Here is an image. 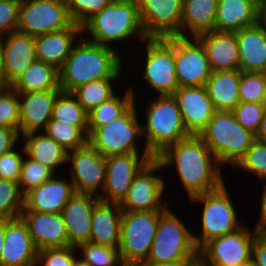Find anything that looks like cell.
<instances>
[{
  "label": "cell",
  "mask_w": 266,
  "mask_h": 266,
  "mask_svg": "<svg viewBox=\"0 0 266 266\" xmlns=\"http://www.w3.org/2000/svg\"><path fill=\"white\" fill-rule=\"evenodd\" d=\"M155 158L163 168H175L189 199L216 190L226 182L222 166L198 135L168 146Z\"/></svg>",
  "instance_id": "cell-1"
},
{
  "label": "cell",
  "mask_w": 266,
  "mask_h": 266,
  "mask_svg": "<svg viewBox=\"0 0 266 266\" xmlns=\"http://www.w3.org/2000/svg\"><path fill=\"white\" fill-rule=\"evenodd\" d=\"M118 49L90 42L82 35L59 69V87L62 92L71 93L91 81L120 79L125 66Z\"/></svg>",
  "instance_id": "cell-2"
},
{
  "label": "cell",
  "mask_w": 266,
  "mask_h": 266,
  "mask_svg": "<svg viewBox=\"0 0 266 266\" xmlns=\"http://www.w3.org/2000/svg\"><path fill=\"white\" fill-rule=\"evenodd\" d=\"M82 35L90 42L112 48L113 43L118 47L117 44L133 41L134 37L141 42L147 39L137 0H113L82 25Z\"/></svg>",
  "instance_id": "cell-3"
},
{
  "label": "cell",
  "mask_w": 266,
  "mask_h": 266,
  "mask_svg": "<svg viewBox=\"0 0 266 266\" xmlns=\"http://www.w3.org/2000/svg\"><path fill=\"white\" fill-rule=\"evenodd\" d=\"M144 111L142 125L144 146L157 157L168 146L186 139V130L176 98L173 95H157L150 99Z\"/></svg>",
  "instance_id": "cell-4"
},
{
  "label": "cell",
  "mask_w": 266,
  "mask_h": 266,
  "mask_svg": "<svg viewBox=\"0 0 266 266\" xmlns=\"http://www.w3.org/2000/svg\"><path fill=\"white\" fill-rule=\"evenodd\" d=\"M197 256L193 231L167 207L160 214L149 256L142 264L187 263Z\"/></svg>",
  "instance_id": "cell-5"
},
{
  "label": "cell",
  "mask_w": 266,
  "mask_h": 266,
  "mask_svg": "<svg viewBox=\"0 0 266 266\" xmlns=\"http://www.w3.org/2000/svg\"><path fill=\"white\" fill-rule=\"evenodd\" d=\"M198 136L222 167L228 165L231 168L255 141V135L237 122L232 111H216Z\"/></svg>",
  "instance_id": "cell-6"
},
{
  "label": "cell",
  "mask_w": 266,
  "mask_h": 266,
  "mask_svg": "<svg viewBox=\"0 0 266 266\" xmlns=\"http://www.w3.org/2000/svg\"><path fill=\"white\" fill-rule=\"evenodd\" d=\"M228 187L224 183L220 188L192 197L190 202L202 205V214L199 232L193 233L196 248L199 250L206 242L211 239L221 237L225 234L236 231L244 223L240 222L235 204L231 199ZM202 230V231H201Z\"/></svg>",
  "instance_id": "cell-7"
},
{
  "label": "cell",
  "mask_w": 266,
  "mask_h": 266,
  "mask_svg": "<svg viewBox=\"0 0 266 266\" xmlns=\"http://www.w3.org/2000/svg\"><path fill=\"white\" fill-rule=\"evenodd\" d=\"M135 103L112 122L95 128L88 135V142L103 156L125 155L129 153H150L146 146L139 144L142 135V122ZM139 146H138V145ZM142 151V152H141Z\"/></svg>",
  "instance_id": "cell-8"
},
{
  "label": "cell",
  "mask_w": 266,
  "mask_h": 266,
  "mask_svg": "<svg viewBox=\"0 0 266 266\" xmlns=\"http://www.w3.org/2000/svg\"><path fill=\"white\" fill-rule=\"evenodd\" d=\"M163 211L123 212L120 222V245L123 263L142 264L149 256Z\"/></svg>",
  "instance_id": "cell-9"
},
{
  "label": "cell",
  "mask_w": 266,
  "mask_h": 266,
  "mask_svg": "<svg viewBox=\"0 0 266 266\" xmlns=\"http://www.w3.org/2000/svg\"><path fill=\"white\" fill-rule=\"evenodd\" d=\"M144 69L142 83L152 88L155 95H173L179 88L175 73L174 37L147 38L142 41Z\"/></svg>",
  "instance_id": "cell-10"
},
{
  "label": "cell",
  "mask_w": 266,
  "mask_h": 266,
  "mask_svg": "<svg viewBox=\"0 0 266 266\" xmlns=\"http://www.w3.org/2000/svg\"><path fill=\"white\" fill-rule=\"evenodd\" d=\"M162 169V164L154 158L139 170L118 204L123 212L164 211L168 207L163 199L168 181L162 177Z\"/></svg>",
  "instance_id": "cell-11"
},
{
  "label": "cell",
  "mask_w": 266,
  "mask_h": 266,
  "mask_svg": "<svg viewBox=\"0 0 266 266\" xmlns=\"http://www.w3.org/2000/svg\"><path fill=\"white\" fill-rule=\"evenodd\" d=\"M66 0H21L16 31L33 36L69 28Z\"/></svg>",
  "instance_id": "cell-12"
},
{
  "label": "cell",
  "mask_w": 266,
  "mask_h": 266,
  "mask_svg": "<svg viewBox=\"0 0 266 266\" xmlns=\"http://www.w3.org/2000/svg\"><path fill=\"white\" fill-rule=\"evenodd\" d=\"M258 228L242 226L234 232L206 242L198 255L211 266H239L251 260Z\"/></svg>",
  "instance_id": "cell-13"
},
{
  "label": "cell",
  "mask_w": 266,
  "mask_h": 266,
  "mask_svg": "<svg viewBox=\"0 0 266 266\" xmlns=\"http://www.w3.org/2000/svg\"><path fill=\"white\" fill-rule=\"evenodd\" d=\"M175 73L179 87L205 86L212 70L197 37L174 36Z\"/></svg>",
  "instance_id": "cell-14"
},
{
  "label": "cell",
  "mask_w": 266,
  "mask_h": 266,
  "mask_svg": "<svg viewBox=\"0 0 266 266\" xmlns=\"http://www.w3.org/2000/svg\"><path fill=\"white\" fill-rule=\"evenodd\" d=\"M69 178L74 191L99 196L104 188L106 163L103 157L89 142L68 152ZM70 163V164H69ZM70 165V166H69Z\"/></svg>",
  "instance_id": "cell-15"
},
{
  "label": "cell",
  "mask_w": 266,
  "mask_h": 266,
  "mask_svg": "<svg viewBox=\"0 0 266 266\" xmlns=\"http://www.w3.org/2000/svg\"><path fill=\"white\" fill-rule=\"evenodd\" d=\"M155 157L151 153H129L105 158L106 178L98 196L100 201L119 204L125 197L134 176Z\"/></svg>",
  "instance_id": "cell-16"
},
{
  "label": "cell",
  "mask_w": 266,
  "mask_h": 266,
  "mask_svg": "<svg viewBox=\"0 0 266 266\" xmlns=\"http://www.w3.org/2000/svg\"><path fill=\"white\" fill-rule=\"evenodd\" d=\"M147 38L180 36L183 0H137Z\"/></svg>",
  "instance_id": "cell-17"
},
{
  "label": "cell",
  "mask_w": 266,
  "mask_h": 266,
  "mask_svg": "<svg viewBox=\"0 0 266 266\" xmlns=\"http://www.w3.org/2000/svg\"><path fill=\"white\" fill-rule=\"evenodd\" d=\"M173 96L186 130L191 135H199L216 112L205 86L179 87Z\"/></svg>",
  "instance_id": "cell-18"
},
{
  "label": "cell",
  "mask_w": 266,
  "mask_h": 266,
  "mask_svg": "<svg viewBox=\"0 0 266 266\" xmlns=\"http://www.w3.org/2000/svg\"><path fill=\"white\" fill-rule=\"evenodd\" d=\"M62 90L17 92L20 109V136L44 131L52 118L54 103Z\"/></svg>",
  "instance_id": "cell-19"
},
{
  "label": "cell",
  "mask_w": 266,
  "mask_h": 266,
  "mask_svg": "<svg viewBox=\"0 0 266 266\" xmlns=\"http://www.w3.org/2000/svg\"><path fill=\"white\" fill-rule=\"evenodd\" d=\"M65 173L63 172L62 174L64 175L62 176L55 174L47 182L27 192L24 195V208L22 211L61 214L75 192L71 179L64 177Z\"/></svg>",
  "instance_id": "cell-20"
},
{
  "label": "cell",
  "mask_w": 266,
  "mask_h": 266,
  "mask_svg": "<svg viewBox=\"0 0 266 266\" xmlns=\"http://www.w3.org/2000/svg\"><path fill=\"white\" fill-rule=\"evenodd\" d=\"M38 250L21 217L5 219L1 266H36Z\"/></svg>",
  "instance_id": "cell-21"
},
{
  "label": "cell",
  "mask_w": 266,
  "mask_h": 266,
  "mask_svg": "<svg viewBox=\"0 0 266 266\" xmlns=\"http://www.w3.org/2000/svg\"><path fill=\"white\" fill-rule=\"evenodd\" d=\"M99 197L91 193L74 192L64 207L63 217L69 245L77 247L90 241L91 217Z\"/></svg>",
  "instance_id": "cell-22"
},
{
  "label": "cell",
  "mask_w": 266,
  "mask_h": 266,
  "mask_svg": "<svg viewBox=\"0 0 266 266\" xmlns=\"http://www.w3.org/2000/svg\"><path fill=\"white\" fill-rule=\"evenodd\" d=\"M5 87H10L37 60L35 36L18 31L2 36Z\"/></svg>",
  "instance_id": "cell-23"
},
{
  "label": "cell",
  "mask_w": 266,
  "mask_h": 266,
  "mask_svg": "<svg viewBox=\"0 0 266 266\" xmlns=\"http://www.w3.org/2000/svg\"><path fill=\"white\" fill-rule=\"evenodd\" d=\"M20 217L26 223L38 251L45 248L70 246L61 214L22 211Z\"/></svg>",
  "instance_id": "cell-24"
},
{
  "label": "cell",
  "mask_w": 266,
  "mask_h": 266,
  "mask_svg": "<svg viewBox=\"0 0 266 266\" xmlns=\"http://www.w3.org/2000/svg\"><path fill=\"white\" fill-rule=\"evenodd\" d=\"M81 36L82 26L76 23L69 28L35 36L37 60L51 64L59 70Z\"/></svg>",
  "instance_id": "cell-25"
},
{
  "label": "cell",
  "mask_w": 266,
  "mask_h": 266,
  "mask_svg": "<svg viewBox=\"0 0 266 266\" xmlns=\"http://www.w3.org/2000/svg\"><path fill=\"white\" fill-rule=\"evenodd\" d=\"M197 38L205 48L212 72L239 69V52L235 32L214 30L200 34Z\"/></svg>",
  "instance_id": "cell-26"
},
{
  "label": "cell",
  "mask_w": 266,
  "mask_h": 266,
  "mask_svg": "<svg viewBox=\"0 0 266 266\" xmlns=\"http://www.w3.org/2000/svg\"><path fill=\"white\" fill-rule=\"evenodd\" d=\"M122 213L117 203L99 201L92 211L90 242L118 248Z\"/></svg>",
  "instance_id": "cell-27"
},
{
  "label": "cell",
  "mask_w": 266,
  "mask_h": 266,
  "mask_svg": "<svg viewBox=\"0 0 266 266\" xmlns=\"http://www.w3.org/2000/svg\"><path fill=\"white\" fill-rule=\"evenodd\" d=\"M239 70L266 73V32L257 24L236 31Z\"/></svg>",
  "instance_id": "cell-28"
},
{
  "label": "cell",
  "mask_w": 266,
  "mask_h": 266,
  "mask_svg": "<svg viewBox=\"0 0 266 266\" xmlns=\"http://www.w3.org/2000/svg\"><path fill=\"white\" fill-rule=\"evenodd\" d=\"M25 155L51 169L55 174L67 166L68 152L45 132H32L21 136Z\"/></svg>",
  "instance_id": "cell-29"
},
{
  "label": "cell",
  "mask_w": 266,
  "mask_h": 266,
  "mask_svg": "<svg viewBox=\"0 0 266 266\" xmlns=\"http://www.w3.org/2000/svg\"><path fill=\"white\" fill-rule=\"evenodd\" d=\"M218 0H183L181 37L214 31Z\"/></svg>",
  "instance_id": "cell-30"
},
{
  "label": "cell",
  "mask_w": 266,
  "mask_h": 266,
  "mask_svg": "<svg viewBox=\"0 0 266 266\" xmlns=\"http://www.w3.org/2000/svg\"><path fill=\"white\" fill-rule=\"evenodd\" d=\"M241 71H214L205 84L216 111H232L239 103V81Z\"/></svg>",
  "instance_id": "cell-31"
},
{
  "label": "cell",
  "mask_w": 266,
  "mask_h": 266,
  "mask_svg": "<svg viewBox=\"0 0 266 266\" xmlns=\"http://www.w3.org/2000/svg\"><path fill=\"white\" fill-rule=\"evenodd\" d=\"M256 6L251 0H218L214 30L236 32L255 25Z\"/></svg>",
  "instance_id": "cell-32"
},
{
  "label": "cell",
  "mask_w": 266,
  "mask_h": 266,
  "mask_svg": "<svg viewBox=\"0 0 266 266\" xmlns=\"http://www.w3.org/2000/svg\"><path fill=\"white\" fill-rule=\"evenodd\" d=\"M10 87L15 92L61 90L59 70L51 64L36 60Z\"/></svg>",
  "instance_id": "cell-33"
},
{
  "label": "cell",
  "mask_w": 266,
  "mask_h": 266,
  "mask_svg": "<svg viewBox=\"0 0 266 266\" xmlns=\"http://www.w3.org/2000/svg\"><path fill=\"white\" fill-rule=\"evenodd\" d=\"M136 88L133 84L127 86L124 94L116 92L110 99L103 101L99 106L88 113V135L97 127L104 126L122 116L137 99Z\"/></svg>",
  "instance_id": "cell-34"
},
{
  "label": "cell",
  "mask_w": 266,
  "mask_h": 266,
  "mask_svg": "<svg viewBox=\"0 0 266 266\" xmlns=\"http://www.w3.org/2000/svg\"><path fill=\"white\" fill-rule=\"evenodd\" d=\"M117 80L120 79H100L91 81L77 87L71 93L83 106L84 110L89 113L116 93V85H113V83L115 82L116 84Z\"/></svg>",
  "instance_id": "cell-35"
},
{
  "label": "cell",
  "mask_w": 266,
  "mask_h": 266,
  "mask_svg": "<svg viewBox=\"0 0 266 266\" xmlns=\"http://www.w3.org/2000/svg\"><path fill=\"white\" fill-rule=\"evenodd\" d=\"M67 152L88 142V126H72L58 120H50L43 131Z\"/></svg>",
  "instance_id": "cell-36"
},
{
  "label": "cell",
  "mask_w": 266,
  "mask_h": 266,
  "mask_svg": "<svg viewBox=\"0 0 266 266\" xmlns=\"http://www.w3.org/2000/svg\"><path fill=\"white\" fill-rule=\"evenodd\" d=\"M51 120L72 126H88V113L72 93L61 92L54 103Z\"/></svg>",
  "instance_id": "cell-37"
},
{
  "label": "cell",
  "mask_w": 266,
  "mask_h": 266,
  "mask_svg": "<svg viewBox=\"0 0 266 266\" xmlns=\"http://www.w3.org/2000/svg\"><path fill=\"white\" fill-rule=\"evenodd\" d=\"M80 259L88 266H121L123 264L118 248L87 242L76 247Z\"/></svg>",
  "instance_id": "cell-38"
},
{
  "label": "cell",
  "mask_w": 266,
  "mask_h": 266,
  "mask_svg": "<svg viewBox=\"0 0 266 266\" xmlns=\"http://www.w3.org/2000/svg\"><path fill=\"white\" fill-rule=\"evenodd\" d=\"M24 208V195L18 182L0 179V219L20 217Z\"/></svg>",
  "instance_id": "cell-39"
},
{
  "label": "cell",
  "mask_w": 266,
  "mask_h": 266,
  "mask_svg": "<svg viewBox=\"0 0 266 266\" xmlns=\"http://www.w3.org/2000/svg\"><path fill=\"white\" fill-rule=\"evenodd\" d=\"M54 175L55 173L51 169L24 155L18 180L21 193L25 195L31 189L47 182Z\"/></svg>",
  "instance_id": "cell-40"
},
{
  "label": "cell",
  "mask_w": 266,
  "mask_h": 266,
  "mask_svg": "<svg viewBox=\"0 0 266 266\" xmlns=\"http://www.w3.org/2000/svg\"><path fill=\"white\" fill-rule=\"evenodd\" d=\"M247 174H253L256 180L266 178V143L255 140L244 156L234 166Z\"/></svg>",
  "instance_id": "cell-41"
},
{
  "label": "cell",
  "mask_w": 266,
  "mask_h": 266,
  "mask_svg": "<svg viewBox=\"0 0 266 266\" xmlns=\"http://www.w3.org/2000/svg\"><path fill=\"white\" fill-rule=\"evenodd\" d=\"M19 97L11 87H0V126L19 132Z\"/></svg>",
  "instance_id": "cell-42"
},
{
  "label": "cell",
  "mask_w": 266,
  "mask_h": 266,
  "mask_svg": "<svg viewBox=\"0 0 266 266\" xmlns=\"http://www.w3.org/2000/svg\"><path fill=\"white\" fill-rule=\"evenodd\" d=\"M266 86V73L242 72L239 81L240 102L261 103Z\"/></svg>",
  "instance_id": "cell-43"
},
{
  "label": "cell",
  "mask_w": 266,
  "mask_h": 266,
  "mask_svg": "<svg viewBox=\"0 0 266 266\" xmlns=\"http://www.w3.org/2000/svg\"><path fill=\"white\" fill-rule=\"evenodd\" d=\"M77 253L73 246L41 249L37 253L36 266H74Z\"/></svg>",
  "instance_id": "cell-44"
},
{
  "label": "cell",
  "mask_w": 266,
  "mask_h": 266,
  "mask_svg": "<svg viewBox=\"0 0 266 266\" xmlns=\"http://www.w3.org/2000/svg\"><path fill=\"white\" fill-rule=\"evenodd\" d=\"M113 0H66L72 21L82 26L95 13L103 10Z\"/></svg>",
  "instance_id": "cell-45"
},
{
  "label": "cell",
  "mask_w": 266,
  "mask_h": 266,
  "mask_svg": "<svg viewBox=\"0 0 266 266\" xmlns=\"http://www.w3.org/2000/svg\"><path fill=\"white\" fill-rule=\"evenodd\" d=\"M264 111V107L261 103L247 102H240L232 110L237 122L254 135H256L259 130Z\"/></svg>",
  "instance_id": "cell-46"
},
{
  "label": "cell",
  "mask_w": 266,
  "mask_h": 266,
  "mask_svg": "<svg viewBox=\"0 0 266 266\" xmlns=\"http://www.w3.org/2000/svg\"><path fill=\"white\" fill-rule=\"evenodd\" d=\"M24 155L25 150L20 142L15 148L0 156V179L18 182Z\"/></svg>",
  "instance_id": "cell-47"
},
{
  "label": "cell",
  "mask_w": 266,
  "mask_h": 266,
  "mask_svg": "<svg viewBox=\"0 0 266 266\" xmlns=\"http://www.w3.org/2000/svg\"><path fill=\"white\" fill-rule=\"evenodd\" d=\"M21 0H0V36L14 32L18 26Z\"/></svg>",
  "instance_id": "cell-48"
},
{
  "label": "cell",
  "mask_w": 266,
  "mask_h": 266,
  "mask_svg": "<svg viewBox=\"0 0 266 266\" xmlns=\"http://www.w3.org/2000/svg\"><path fill=\"white\" fill-rule=\"evenodd\" d=\"M251 260L255 266H266V229H259L252 246Z\"/></svg>",
  "instance_id": "cell-49"
},
{
  "label": "cell",
  "mask_w": 266,
  "mask_h": 266,
  "mask_svg": "<svg viewBox=\"0 0 266 266\" xmlns=\"http://www.w3.org/2000/svg\"><path fill=\"white\" fill-rule=\"evenodd\" d=\"M20 142L21 136L16 129L0 126V156L15 148Z\"/></svg>",
  "instance_id": "cell-50"
},
{
  "label": "cell",
  "mask_w": 266,
  "mask_h": 266,
  "mask_svg": "<svg viewBox=\"0 0 266 266\" xmlns=\"http://www.w3.org/2000/svg\"><path fill=\"white\" fill-rule=\"evenodd\" d=\"M258 182H264L265 186H263L262 193H261V200H260V215L259 218L257 219L256 223L254 226H256L258 229H266V178L262 179Z\"/></svg>",
  "instance_id": "cell-51"
},
{
  "label": "cell",
  "mask_w": 266,
  "mask_h": 266,
  "mask_svg": "<svg viewBox=\"0 0 266 266\" xmlns=\"http://www.w3.org/2000/svg\"><path fill=\"white\" fill-rule=\"evenodd\" d=\"M256 24L266 32V0L256 6Z\"/></svg>",
  "instance_id": "cell-52"
},
{
  "label": "cell",
  "mask_w": 266,
  "mask_h": 266,
  "mask_svg": "<svg viewBox=\"0 0 266 266\" xmlns=\"http://www.w3.org/2000/svg\"><path fill=\"white\" fill-rule=\"evenodd\" d=\"M255 140L266 143V110L264 111L259 130L255 135Z\"/></svg>",
  "instance_id": "cell-53"
},
{
  "label": "cell",
  "mask_w": 266,
  "mask_h": 266,
  "mask_svg": "<svg viewBox=\"0 0 266 266\" xmlns=\"http://www.w3.org/2000/svg\"><path fill=\"white\" fill-rule=\"evenodd\" d=\"M0 87H5V68H4L1 36H0Z\"/></svg>",
  "instance_id": "cell-54"
},
{
  "label": "cell",
  "mask_w": 266,
  "mask_h": 266,
  "mask_svg": "<svg viewBox=\"0 0 266 266\" xmlns=\"http://www.w3.org/2000/svg\"><path fill=\"white\" fill-rule=\"evenodd\" d=\"M5 239V219H0V266H1V253Z\"/></svg>",
  "instance_id": "cell-55"
},
{
  "label": "cell",
  "mask_w": 266,
  "mask_h": 266,
  "mask_svg": "<svg viewBox=\"0 0 266 266\" xmlns=\"http://www.w3.org/2000/svg\"><path fill=\"white\" fill-rule=\"evenodd\" d=\"M184 266H211L210 264L206 263L199 255L194 258L193 260L184 263Z\"/></svg>",
  "instance_id": "cell-56"
},
{
  "label": "cell",
  "mask_w": 266,
  "mask_h": 266,
  "mask_svg": "<svg viewBox=\"0 0 266 266\" xmlns=\"http://www.w3.org/2000/svg\"><path fill=\"white\" fill-rule=\"evenodd\" d=\"M144 266H184V263H176V264H160V265H151V264H143Z\"/></svg>",
  "instance_id": "cell-57"
},
{
  "label": "cell",
  "mask_w": 266,
  "mask_h": 266,
  "mask_svg": "<svg viewBox=\"0 0 266 266\" xmlns=\"http://www.w3.org/2000/svg\"><path fill=\"white\" fill-rule=\"evenodd\" d=\"M261 105L264 107V110H266V86L264 89V94H263L262 99H261Z\"/></svg>",
  "instance_id": "cell-58"
},
{
  "label": "cell",
  "mask_w": 266,
  "mask_h": 266,
  "mask_svg": "<svg viewBox=\"0 0 266 266\" xmlns=\"http://www.w3.org/2000/svg\"><path fill=\"white\" fill-rule=\"evenodd\" d=\"M74 266H88L84 262H82L80 259H77Z\"/></svg>",
  "instance_id": "cell-59"
},
{
  "label": "cell",
  "mask_w": 266,
  "mask_h": 266,
  "mask_svg": "<svg viewBox=\"0 0 266 266\" xmlns=\"http://www.w3.org/2000/svg\"><path fill=\"white\" fill-rule=\"evenodd\" d=\"M121 266H144L143 264L137 263H123Z\"/></svg>",
  "instance_id": "cell-60"
},
{
  "label": "cell",
  "mask_w": 266,
  "mask_h": 266,
  "mask_svg": "<svg viewBox=\"0 0 266 266\" xmlns=\"http://www.w3.org/2000/svg\"><path fill=\"white\" fill-rule=\"evenodd\" d=\"M239 266H255V264H254V262L252 260H250L249 262L241 264Z\"/></svg>",
  "instance_id": "cell-61"
},
{
  "label": "cell",
  "mask_w": 266,
  "mask_h": 266,
  "mask_svg": "<svg viewBox=\"0 0 266 266\" xmlns=\"http://www.w3.org/2000/svg\"><path fill=\"white\" fill-rule=\"evenodd\" d=\"M255 5L260 4L261 2L265 1V0H251Z\"/></svg>",
  "instance_id": "cell-62"
}]
</instances>
